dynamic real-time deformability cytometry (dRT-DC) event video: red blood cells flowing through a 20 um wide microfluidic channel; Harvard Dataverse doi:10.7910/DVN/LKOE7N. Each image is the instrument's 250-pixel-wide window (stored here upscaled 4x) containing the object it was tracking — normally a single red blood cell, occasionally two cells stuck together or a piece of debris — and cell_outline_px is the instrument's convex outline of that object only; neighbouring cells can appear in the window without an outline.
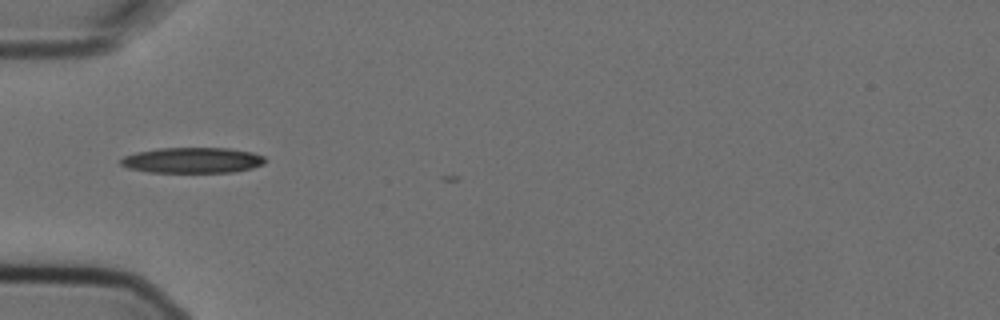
{"species": "Egyptian fruit bat (a non-hibernating species)", "species_latin": "Rousettus aegyptiacus", "temperature_condition": "cold", "stored_images_in_passage": 3, "camera_frame_rate_fps": 3000, "um_per_image_px": 0.085, "animal": {"sex": "female"}, "frame": {"image": 1, "passage_image": 2, "time_ms": 0.333, "image_size_px": [1000, 320], "cell_outline_px": [[264, 164], [252, 168], [232, 172], [148, 172], [128, 168], [120, 164], [120, 160], [124, 156], [136, 152], [160, 148], [228, 148], [252, 152], [264, 156]], "centroid_in_image_um": [16.35, 13.62], "position_along_channel_um": 68.7, "area_um2": 21.5}}